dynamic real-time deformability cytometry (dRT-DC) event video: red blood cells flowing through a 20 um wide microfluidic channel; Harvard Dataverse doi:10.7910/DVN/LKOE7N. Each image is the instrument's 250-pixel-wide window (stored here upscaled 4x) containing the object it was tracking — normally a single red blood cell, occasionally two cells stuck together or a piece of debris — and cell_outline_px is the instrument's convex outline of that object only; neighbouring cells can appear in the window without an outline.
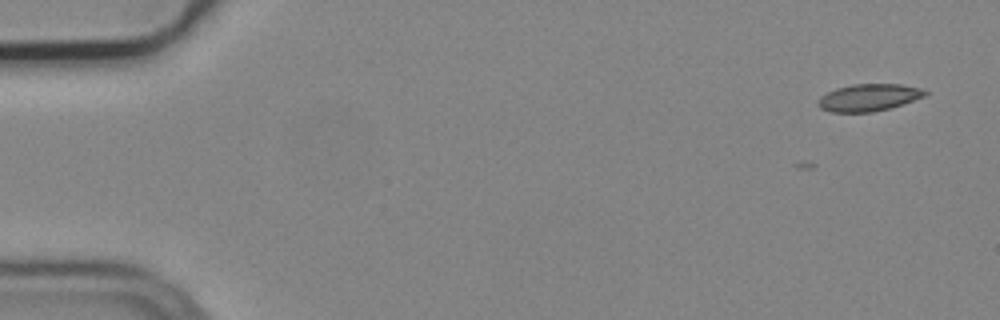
{"species": "common noctule bat (a hibernating species)", "species_latin": "Nyctalus noctula", "temperature_condition": "cold", "stored_images_in_passage": 7, "camera_frame_rate_fps": 3000, "um_per_image_px": 0.085, "animal": {"sex": "male", "body_mass_g": 19.2, "forearm_length_mm": 51.8}, "frame": {"image": 1, "passage_image": 1, "time_ms": 0.0, "image_size_px": [1000, 320], "cell_outline_px": [[928, 92], [924, 96], [888, 108], [872, 112], [832, 112], [820, 108], [816, 104], [816, 100], [820, 96], [836, 88], [852, 84], [900, 84], [924, 88]], "centroid_in_image_um": [73.8, 8.28], "position_along_channel_um": 11.2, "area_um2": 16.88}}
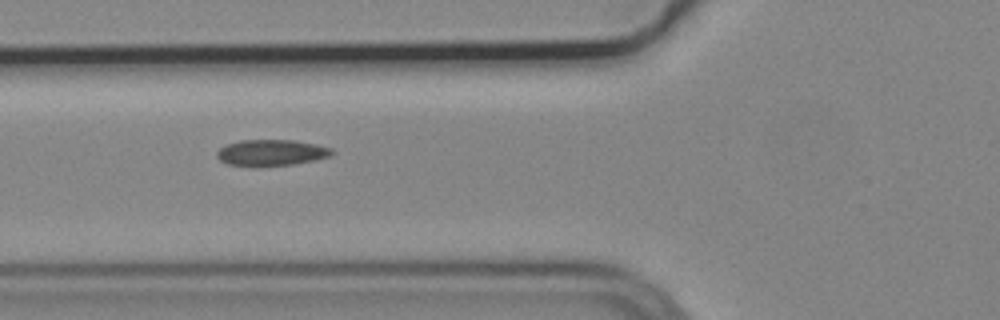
{"frame": {"image": 2, "passage_image": 6, "time_ms": 1.667, "image_size_px": [1000, 320], "cell_outline_px": [[336, 152], [332, 156], [316, 160], [292, 164], [252, 168], [228, 164], [220, 160], [216, 156], [216, 152], [220, 148], [228, 144], [240, 140], [292, 140], [316, 144], [332, 148]], "centroid_in_image_um": [23.07, 13.0], "position_along_channel_um": 102.7, "area_um2": 17.98}}
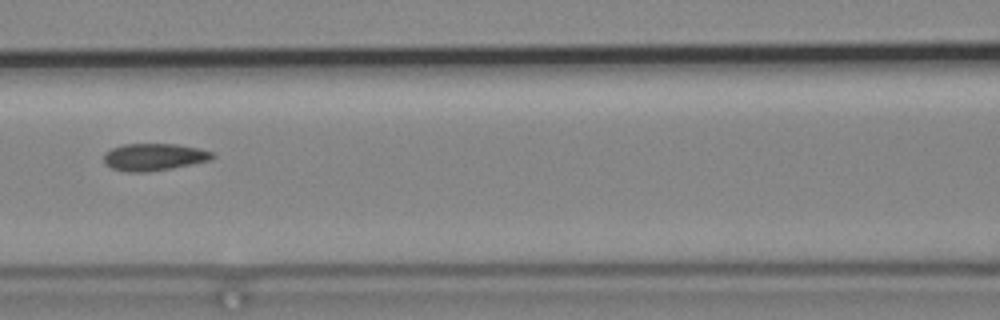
{"frame": {"image": 3, "passage_image": 7, "time_ms": 2.0, "image_size_px": [1000, 320], "cell_outline_px": [[216, 156], [212, 160], [172, 168], [144, 172], [128, 172], [112, 168], [104, 164], [104, 152], [112, 148], [124, 144], [176, 144], [196, 148], [212, 152]], "centroid_in_image_um": [13.07, 13.34], "position_along_channel_um": 153.5, "area_um2": 17.17}}